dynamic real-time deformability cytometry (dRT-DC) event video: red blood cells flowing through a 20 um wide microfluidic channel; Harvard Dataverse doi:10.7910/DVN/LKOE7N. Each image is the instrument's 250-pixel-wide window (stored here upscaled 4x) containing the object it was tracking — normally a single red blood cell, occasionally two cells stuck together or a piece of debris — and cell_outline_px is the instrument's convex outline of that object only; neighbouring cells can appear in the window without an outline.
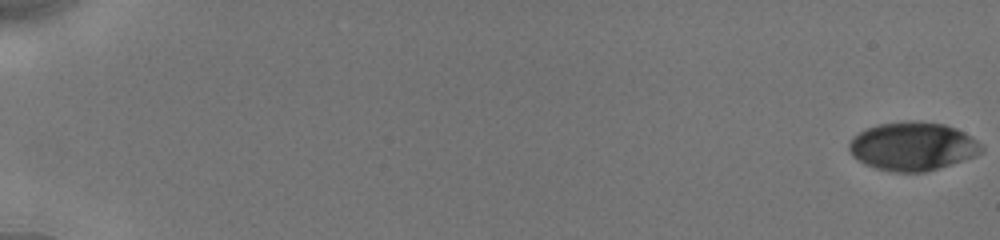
{"species": "human", "species_latin": "Homo sapiens", "temperature_condition": "cold", "stored_images_in_passage": 12, "camera_frame_rate_fps": 3000, "um_per_image_px": 0.085, "donor": {"sex": "male"}, "frame": {"image": 1, "passage_image": 1, "time_ms": 0.0, "image_size_px": [1000, 240], "cell_outline_px": [[984, 152], [976, 156], [924, 172], [892, 172], [876, 168], [864, 164], [852, 156], [848, 148], [848, 144], [852, 136], [864, 128], [880, 124], [912, 120], [920, 120], [944, 124], [956, 128], [972, 136], [984, 148]], "centroid_in_image_um": [77.56, 12.42], "position_along_channel_um": 7.4, "area_um2": 37.74}}
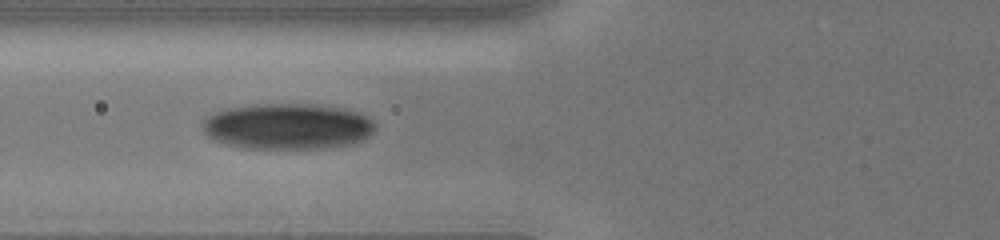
{"frame": {"image": 2, "passage_image": 9, "time_ms": 7.667, "image_size_px": [1000, 240], "cell_outline_px": [[376, 128], [368, 136], [360, 140], [348, 144], [324, 148], [244, 148], [212, 140], [204, 132], [200, 124], [204, 116], [228, 108], [256, 104], [308, 104], [344, 108], [360, 112], [372, 120], [376, 124]], "centroid_in_image_um": [24.41, 10.73], "position_along_channel_um": 101.4, "area_um2": 46.36}}
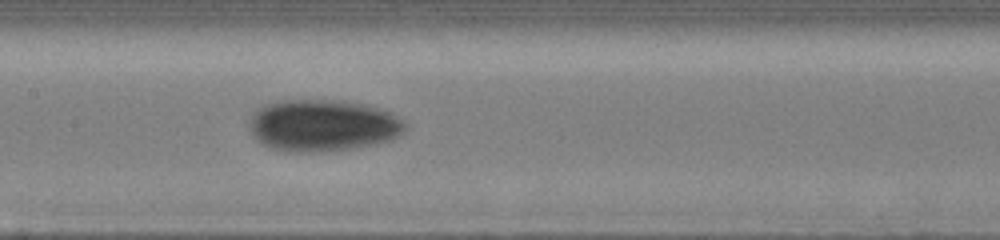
{"frame": {"image": 3, "passage_image": 12, "time_ms": 9.667, "image_size_px": [1000, 240], "cell_outline_px": [[408, 124], [404, 132], [392, 140], [348, 148], [320, 152], [300, 152], [272, 148], [264, 144], [252, 136], [248, 128], [248, 124], [252, 116], [264, 104], [284, 100], [332, 100], [368, 104], [380, 108], [404, 120]], "centroid_in_image_um": [27.45, 10.65], "position_along_channel_um": 180.0, "area_um2": 46.88}}